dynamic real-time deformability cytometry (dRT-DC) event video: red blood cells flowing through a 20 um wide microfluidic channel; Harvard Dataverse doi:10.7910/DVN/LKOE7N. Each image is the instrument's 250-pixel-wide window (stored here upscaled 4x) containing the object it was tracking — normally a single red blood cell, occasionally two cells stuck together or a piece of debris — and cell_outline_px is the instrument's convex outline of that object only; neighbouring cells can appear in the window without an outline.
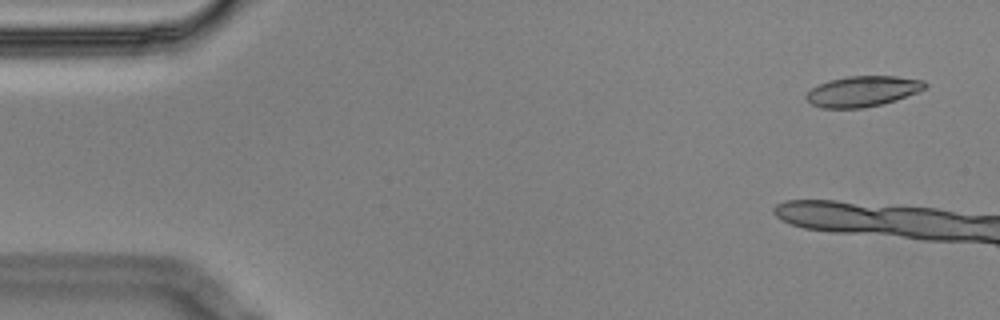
{"species": "Egyptian fruit bat (a non-hibernating species)", "species_latin": "Rousettus aegyptiacus", "temperature_condition": "cold", "stored_images_in_passage": 7, "camera_frame_rate_fps": 3000, "um_per_image_px": 0.085, "animal": {"sex": "male"}, "frame": {"image": 1, "passage_image": 1, "time_ms": 0.0, "image_size_px": [1000, 320], "cell_outline_px": [[928, 88], [896, 100], [884, 104], [864, 108], [820, 108], [812, 104], [804, 96], [812, 88], [828, 80], [848, 76], [896, 76], [924, 80], [928, 84]], "centroid_in_image_um": [73.36, 7.76], "position_along_channel_um": 11.6, "area_um2": 21.33}}